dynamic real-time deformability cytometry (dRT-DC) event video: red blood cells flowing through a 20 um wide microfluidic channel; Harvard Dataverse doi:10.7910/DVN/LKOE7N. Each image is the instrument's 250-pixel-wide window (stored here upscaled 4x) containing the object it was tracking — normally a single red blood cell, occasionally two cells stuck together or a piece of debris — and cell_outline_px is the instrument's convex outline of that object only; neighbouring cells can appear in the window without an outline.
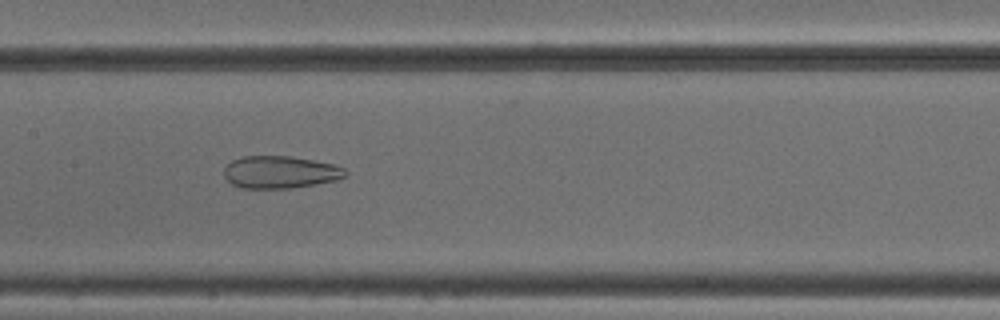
{"species": "common noctule bat (a hibernating species)", "species_latin": "Nyctalus noctula", "temperature_condition": "cold", "stored_images_in_passage": 40, "camera_frame_rate_fps": 3000, "um_per_image_px": 0.085, "animal": {"sex": "male", "body_mass_g": 18.8}, "frame": {"image": 1, "passage_image": 14, "time_ms": 4.333, "image_size_px": [1000, 320], "cell_outline_px": [[348, 172], [344, 176], [336, 180], [316, 184], [292, 188], [240, 188], [232, 184], [224, 176], [224, 168], [232, 160], [244, 156], [288, 156], [336, 164], [344, 168]], "centroid_in_image_um": [23.82, 14.63], "position_along_channel_um": 183.6, "area_um2": 22.89}}
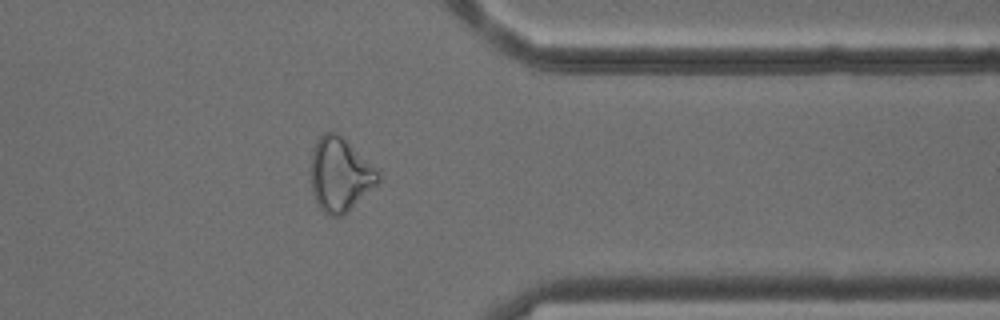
{"frame": {"image": 2, "passage_image": 30, "time_ms": 9.667, "image_size_px": [1000, 320], "cell_outline_px": [[380, 180], [344, 216], [328, 216], [320, 208], [312, 192], [312, 152], [316, 140], [324, 132], [336, 132], [376, 168], [380, 176]], "centroid_in_image_um": [28.89, 14.86], "position_along_channel_um": 382.5, "area_um2": 28.44}}
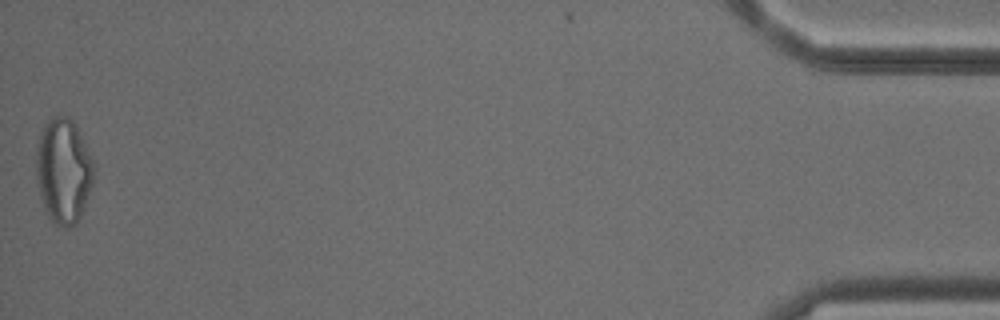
{"frame": {"image": 3, "passage_image": 40, "time_ms": 13.0, "image_size_px": [1000, 320], "cell_outline_px": [[96, 164], [92, 184], [80, 216], [76, 224], [68, 228], [64, 228], [56, 224], [48, 216], [44, 208], [40, 196], [36, 180], [36, 148], [40, 132], [44, 124], [52, 116], [68, 116], [76, 124]], "centroid_in_image_um": [5.39, 14.49], "position_along_channel_um": 429.8, "area_um2": 35.72}, "authors_computed_cell_mechanics": {"area_um2": 28.1197, "velocity_mm_per_s": 3.893, "shape_relaxation_time_tau1_ms": null, "shape_relaxation_time_tau2_ms": 2.1305, "deformation_change_tau1": null, "deformation_change_tau2": 0.1113}}